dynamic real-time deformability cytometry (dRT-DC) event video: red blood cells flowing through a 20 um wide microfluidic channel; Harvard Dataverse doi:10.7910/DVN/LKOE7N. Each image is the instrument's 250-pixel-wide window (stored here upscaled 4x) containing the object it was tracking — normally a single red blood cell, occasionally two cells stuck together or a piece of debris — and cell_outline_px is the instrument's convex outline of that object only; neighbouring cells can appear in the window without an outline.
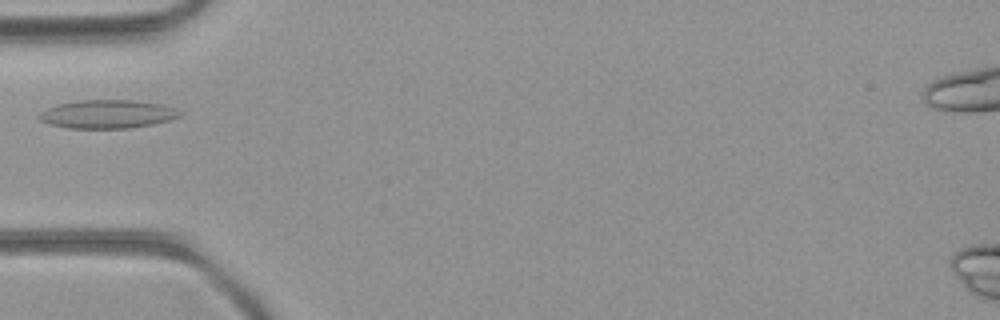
{"species": "common noctule bat (a hibernating species)", "species_latin": "Nyctalus noctula", "temperature_condition": "room temperature", "stored_images_in_passage": 33, "camera_frame_rate_fps": 3000, "um_per_image_px": 0.085, "animal": {"sex": "female", "body_mass_g": 21.9}, "frame": {"image": 1, "passage_image": 1, "time_ms": 0.0, "image_size_px": [1000, 320], "cell_outline_px": [[184, 112], [180, 116], [168, 120], [152, 124], [128, 128], [68, 128], [48, 124], [40, 120], [36, 116], [40, 112], [48, 108], [60, 104], [80, 100], [132, 100], [160, 104], [176, 108]], "centroid_in_image_um": [9.13, 9.7], "position_along_channel_um": 75.9, "area_um2": 23.24}}
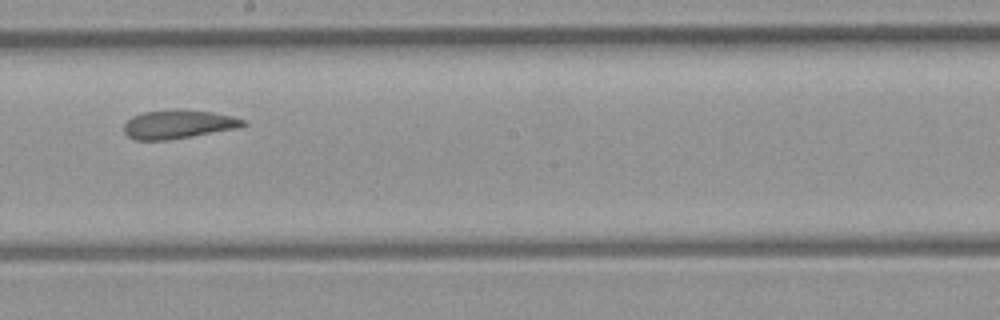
{"frame": {"image": 2, "passage_image": 12, "time_ms": 3.667, "image_size_px": [1000, 320], "cell_outline_px": [[248, 124], [240, 128], [168, 140], [136, 140], [128, 136], [124, 132], [124, 124], [132, 116], [144, 112], [172, 108], [180, 108], [212, 112], [232, 116], [248, 120]], "centroid_in_image_um": [15.2, 10.55], "position_along_channel_um": 233.0, "area_um2": 20.35}}
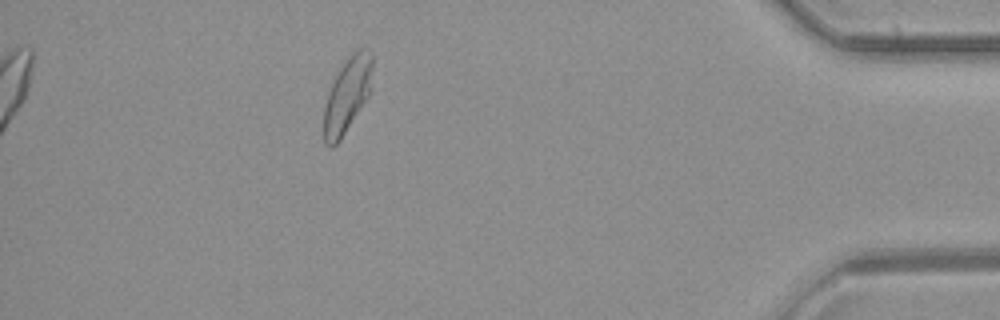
{"frame": {"image": 3, "passage_image": 28, "time_ms": 9.0, "image_size_px": [1000, 320], "cell_outline_px": [[372, 68], [368, 96], [340, 140], [332, 148], [328, 148], [324, 144], [324, 104], [328, 92], [340, 68], [352, 52], [356, 48], [368, 48], [372, 52]], "centroid_in_image_um": [29.5, 8.08], "position_along_channel_um": 405.7, "area_um2": 21.04}}